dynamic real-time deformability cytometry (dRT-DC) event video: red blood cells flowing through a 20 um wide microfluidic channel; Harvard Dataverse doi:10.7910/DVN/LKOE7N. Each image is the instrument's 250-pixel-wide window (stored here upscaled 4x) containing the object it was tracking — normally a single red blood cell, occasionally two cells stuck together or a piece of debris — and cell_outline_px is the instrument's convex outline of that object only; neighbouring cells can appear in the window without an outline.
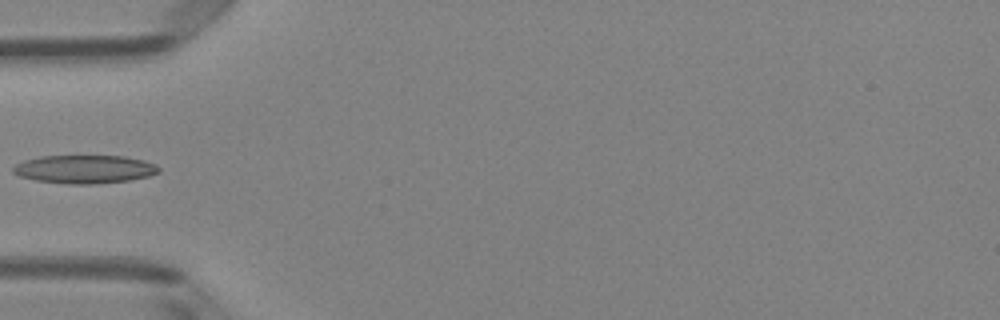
{"species": "Egyptian fruit bat (a non-hibernating species)", "species_latin": "Rousettus aegyptiacus", "temperature_condition": "room temperature", "stored_images_in_passage": 6, "camera_frame_rate_fps": 3000, "um_per_image_px": 0.085, "animal": {"sex": "female"}, "frame": {"image": 1, "passage_image": 5, "time_ms": 1.333, "image_size_px": [1000, 320], "cell_outline_px": [[160, 172], [148, 176], [128, 180], [96, 184], [68, 184], [36, 180], [20, 176], [12, 172], [12, 168], [16, 164], [24, 160], [40, 156], [124, 156], [144, 160], [156, 164], [160, 168]], "centroid_in_image_um": [7.2, 14.38], "position_along_channel_um": 77.8, "area_um2": 24.04}}
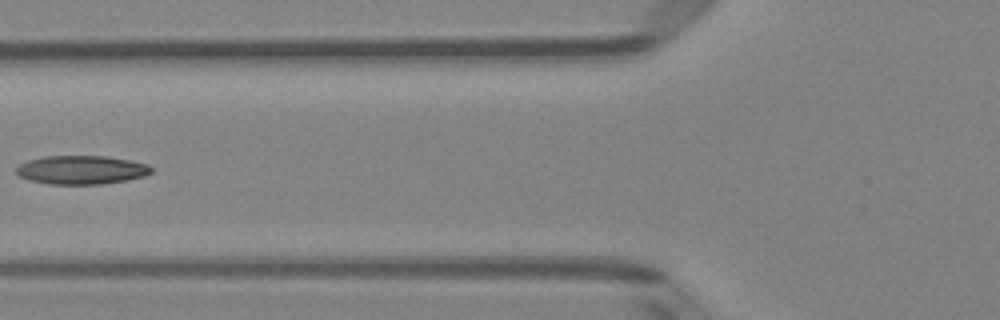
{"frame": {"image": 2, "passage_image": 6, "time_ms": 1.667, "image_size_px": [1000, 320], "cell_outline_px": [[152, 172], [144, 176], [128, 180], [100, 184], [48, 184], [28, 180], [20, 176], [16, 172], [16, 168], [20, 164], [28, 160], [44, 156], [104, 156], [128, 160], [148, 164], [152, 168]], "centroid_in_image_um": [6.91, 14.44], "position_along_channel_um": 118.9, "area_um2": 22.54}}